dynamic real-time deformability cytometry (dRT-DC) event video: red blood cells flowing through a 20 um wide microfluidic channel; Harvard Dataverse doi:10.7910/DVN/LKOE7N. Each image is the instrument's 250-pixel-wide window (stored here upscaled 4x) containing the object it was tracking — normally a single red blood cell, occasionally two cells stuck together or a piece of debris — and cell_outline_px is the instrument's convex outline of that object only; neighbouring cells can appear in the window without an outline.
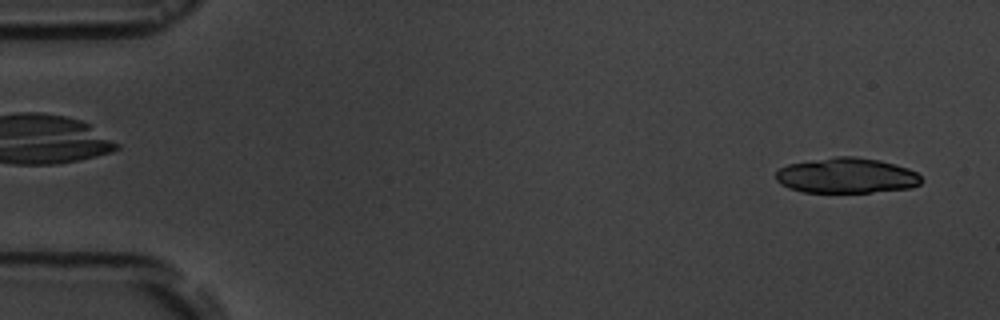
{"species": "common noctule bat (a hibernating species)", "species_latin": "Nyctalus noctula", "temperature_condition": "room temperature", "stored_images_in_passage": 6, "camera_frame_rate_fps": 3000, "um_per_image_px": 0.085, "animal": {"sex": "male", "body_mass_g": 19.5, "forearm_length_mm": 54.6}, "frame": {"image": 1, "passage_image": 6, "time_ms": 5.667, "image_size_px": [1000, 320], "cell_outline_px": [[924, 180], [920, 184], [912, 188], [872, 192], [804, 192], [788, 188], [780, 184], [776, 180], [776, 172], [780, 168], [788, 164], [836, 156], [856, 156], [880, 160], [896, 164], [908, 168], [916, 172]], "centroid_in_image_um": [71.98, 14.92], "position_along_channel_um": 13.0, "area_um2": 30.17}}